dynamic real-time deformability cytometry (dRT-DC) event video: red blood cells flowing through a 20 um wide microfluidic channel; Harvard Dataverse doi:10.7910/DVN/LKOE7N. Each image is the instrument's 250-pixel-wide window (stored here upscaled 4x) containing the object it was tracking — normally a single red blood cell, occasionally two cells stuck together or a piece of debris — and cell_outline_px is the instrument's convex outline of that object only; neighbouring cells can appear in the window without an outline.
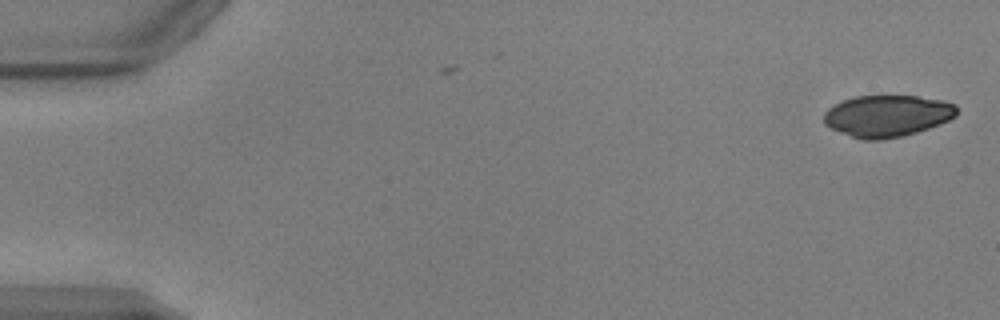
{"species": "common noctule bat (a hibernating species)", "species_latin": "Nyctalus noctula", "temperature_condition": "warm", "stored_images_in_passage": 4, "camera_frame_rate_fps": 3000, "um_per_image_px": 0.085, "animal": {"sex": "male", "body_mass_g": 17.9, "forearm_length_mm": 54.2}, "frame": {"image": 1, "passage_image": 1, "time_ms": 0.0, "image_size_px": [1000, 320], "cell_outline_px": [[956, 116], [940, 124], [904, 136], [880, 140], [860, 140], [832, 128], [824, 124], [824, 112], [828, 108], [844, 100], [856, 96], [916, 96], [940, 100], [956, 104]], "centroid_in_image_um": [75.41, 9.86], "position_along_channel_um": 9.6, "area_um2": 32.14}}